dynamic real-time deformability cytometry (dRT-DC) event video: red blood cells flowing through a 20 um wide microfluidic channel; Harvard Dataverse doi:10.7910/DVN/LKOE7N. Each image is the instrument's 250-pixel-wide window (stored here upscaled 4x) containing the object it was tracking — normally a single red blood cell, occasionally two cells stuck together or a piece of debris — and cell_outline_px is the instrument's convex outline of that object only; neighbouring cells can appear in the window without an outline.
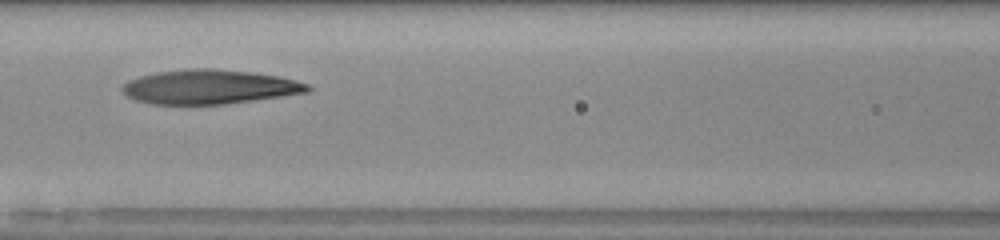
{"species": "human", "species_latin": "Homo sapiens", "temperature_condition": "room temperature", "stored_images_in_passage": 26, "camera_frame_rate_fps": 3000, "um_per_image_px": 0.085, "donor": {"sex": "male"}, "frame": {"image": 1, "passage_image": 8, "time_ms": 2.333, "image_size_px": [1000, 240], "cell_outline_px": [[312, 88], [308, 92], [284, 96], [224, 104], [152, 104], [136, 100], [128, 96], [120, 88], [128, 80], [140, 76], [156, 72], [192, 68], [212, 68], [248, 72], [276, 76], [296, 80], [308, 84]], "centroid_in_image_um": [17.8, 7.38], "position_along_channel_um": 148.8, "area_um2": 36.88}}
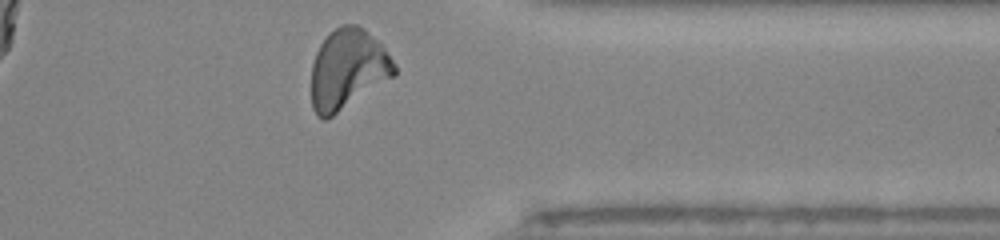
{"frame": {"image": 2, "passage_image": 26, "time_ms": 8.333, "image_size_px": [1000, 240], "cell_outline_px": [[396, 76], [332, 116], [324, 120], [316, 116], [312, 108], [312, 64], [316, 52], [320, 44], [340, 24], [356, 24], [364, 28], [384, 48], [396, 64]], "centroid_in_image_um": [29.57, 5.9], "position_along_channel_um": 381.8, "area_um2": 38.67}, "authors_computed_cell_mechanics": {"area_um2": 37.4833, "velocity_mm_per_s": 4.0185, "shape_relaxation_time_tau1_ms": 8.9408, "shape_relaxation_time_tau2_ms": 2.7589, "deformation_change_tau1": 0.3143, "deformation_change_tau2": 0.1126}}